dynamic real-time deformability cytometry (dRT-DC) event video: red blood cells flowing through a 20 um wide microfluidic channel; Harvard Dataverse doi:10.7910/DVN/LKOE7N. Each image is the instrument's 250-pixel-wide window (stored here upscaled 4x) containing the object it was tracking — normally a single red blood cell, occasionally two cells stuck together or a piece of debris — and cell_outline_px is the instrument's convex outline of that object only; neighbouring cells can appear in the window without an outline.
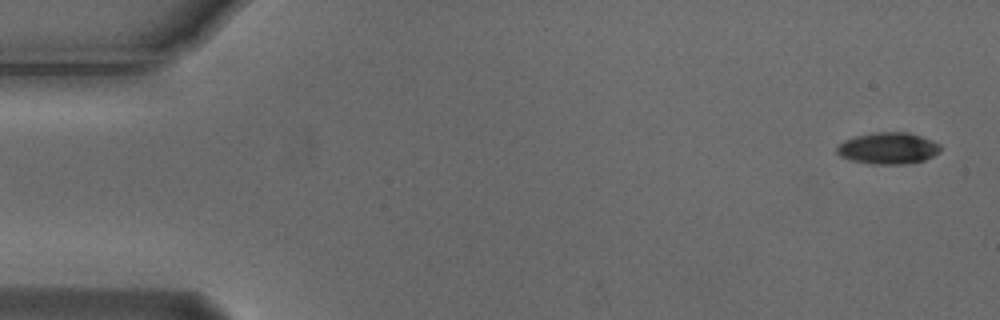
{"species": "Egyptian fruit bat (a non-hibernating species)", "species_latin": "Rousettus aegyptiacus", "temperature_condition": "cold", "stored_images_in_passage": 5, "camera_frame_rate_fps": 3000, "um_per_image_px": 0.085, "animal": {"sex": "male"}, "frame": {"image": 1, "passage_image": 1, "time_ms": 0.0, "image_size_px": [1000, 320], "cell_outline_px": [[940, 148], [932, 156], [924, 160], [908, 164], [872, 164], [852, 160], [840, 156], [836, 152], [836, 148], [844, 140], [856, 136], [876, 132], [908, 132], [932, 140], [940, 144]], "centroid_in_image_um": [75.47, 12.6], "position_along_channel_um": 9.5, "area_um2": 18.9}}
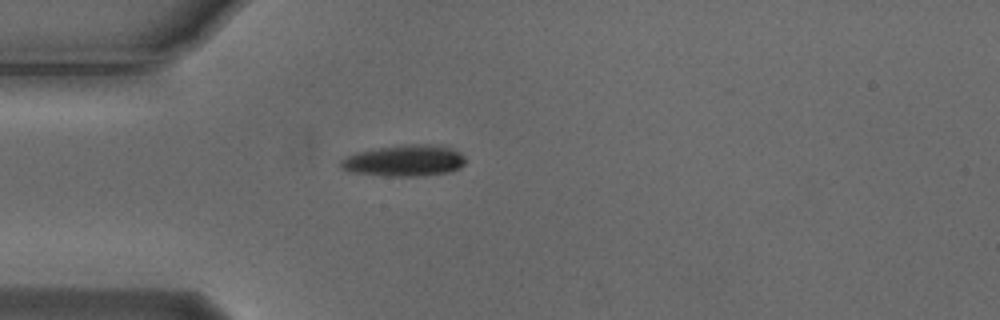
{"frame": {"image": 2, "passage_image": 5, "time_ms": 1.333, "image_size_px": [1000, 320], "cell_outline_px": [[464, 164], [460, 168], [448, 172], [424, 176], [384, 176], [348, 172], [340, 168], [340, 160], [348, 156], [360, 152], [380, 148], [408, 144], [440, 144], [460, 152], [464, 156]], "centroid_in_image_um": [34.39, 13.67], "position_along_channel_um": 50.6, "area_um2": 22.83}}